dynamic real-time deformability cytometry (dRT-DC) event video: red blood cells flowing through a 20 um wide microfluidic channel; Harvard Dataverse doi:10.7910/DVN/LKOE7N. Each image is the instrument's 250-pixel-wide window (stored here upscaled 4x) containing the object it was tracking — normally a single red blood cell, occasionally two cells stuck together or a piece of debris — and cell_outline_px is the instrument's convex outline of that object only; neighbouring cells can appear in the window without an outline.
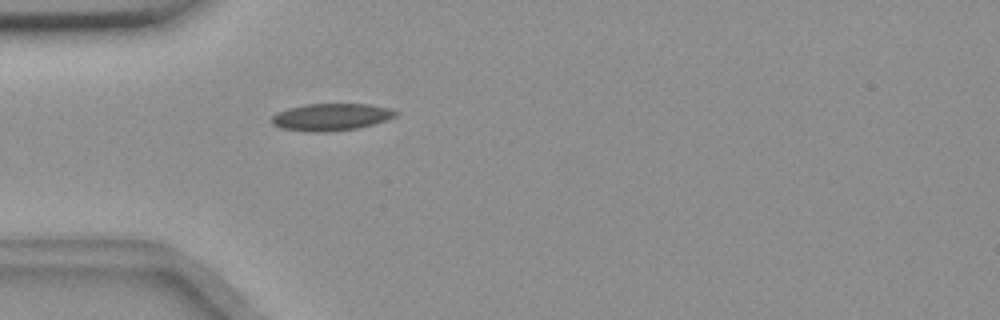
{"species": "common noctule bat (a hibernating species)", "species_latin": "Nyctalus noctula", "temperature_condition": "room temperature", "stored_images_in_passage": 40, "camera_frame_rate_fps": 3000, "um_per_image_px": 0.085, "animal": {"sex": "female", "body_mass_g": 18.4}, "frame": {"image": 1, "passage_image": 1, "time_ms": 0.0, "image_size_px": [1000, 320], "cell_outline_px": [[400, 112], [396, 116], [372, 124], [356, 128], [324, 132], [316, 132], [280, 128], [272, 124], [272, 116], [276, 112], [288, 108], [304, 104], [368, 104], [388, 108]], "centroid_in_image_um": [28.11, 9.93], "position_along_channel_um": 56.9, "area_um2": 19.42}}
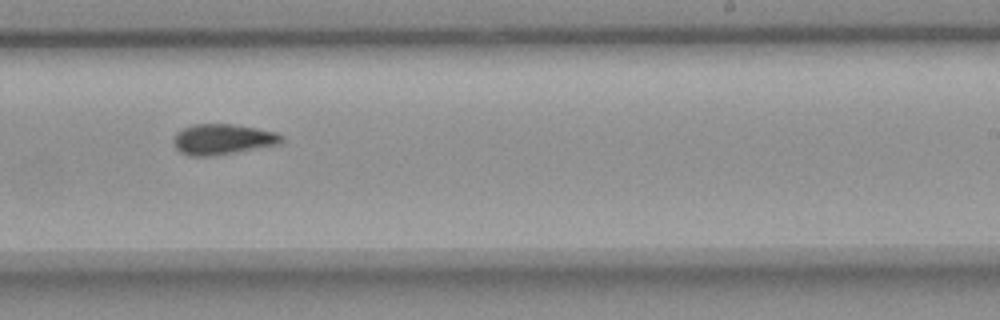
{"frame": {"image": 2, "passage_image": 19, "time_ms": 6.0, "image_size_px": [1000, 320], "cell_outline_px": [[284, 140], [276, 144], [212, 156], [188, 156], [180, 152], [172, 144], [172, 136], [176, 132], [192, 124], [236, 124], [276, 132], [284, 136]], "centroid_in_image_um": [18.85, 11.83], "position_along_channel_um": 270.1, "area_um2": 19.25}}
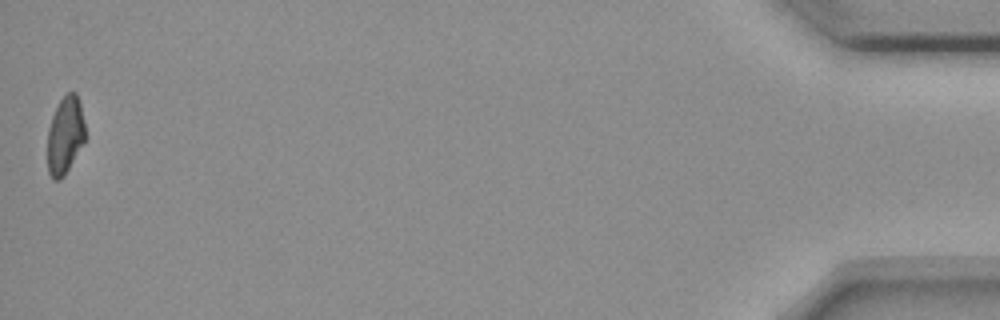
{"frame": {"image": 3, "passage_image": 40, "time_ms": 13.0, "image_size_px": [1000, 320], "cell_outline_px": [[84, 144], [64, 176], [60, 180], [52, 180], [48, 172], [48, 128], [52, 116], [60, 100], [68, 92], [76, 92], [80, 104], [84, 120]], "centroid_in_image_um": [5.53, 11.53], "position_along_channel_um": 429.7, "area_um2": 17.05}, "authors_computed_cell_mechanics": {"area_um2": 18.7561, "velocity_mm_per_s": 3.6427, "shape_relaxation_time_tau1_ms": null, "shape_relaxation_time_tau2_ms": 4.696, "deformation_change_tau1": null, "deformation_change_tau2": 0.0987}}